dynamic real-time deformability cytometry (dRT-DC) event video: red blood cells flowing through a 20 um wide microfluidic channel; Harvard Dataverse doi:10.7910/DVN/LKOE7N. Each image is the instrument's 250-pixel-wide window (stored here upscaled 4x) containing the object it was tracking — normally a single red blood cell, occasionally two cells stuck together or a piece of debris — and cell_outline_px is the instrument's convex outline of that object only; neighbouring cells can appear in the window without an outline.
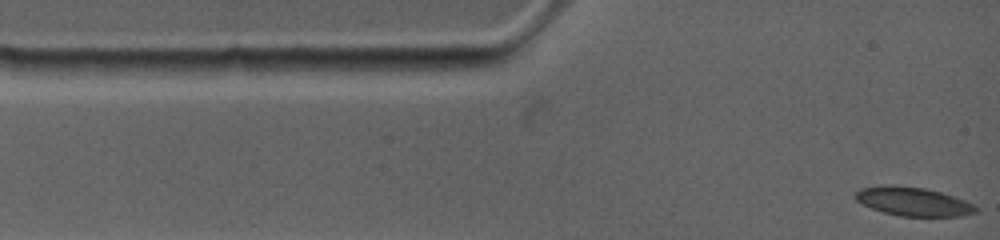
{"species": "common noctule bat (a hibernating species)", "species_latin": "Nyctalus noctula", "temperature_condition": "warm", "stored_images_in_passage": 55, "camera_frame_rate_fps": 4500, "um_per_image_px": 0.085, "animal": {"sex": "female", "body_mass_g": 19.0, "forearm_length_mm": 53.3}, "frame": {"image": 1, "passage_image": 1, "time_ms": 0.0, "image_size_px": [1000, 240], "cell_outline_px": [[976, 212], [964, 216], [900, 216], [884, 212], [872, 208], [856, 200], [852, 196], [860, 188], [880, 184], [892, 184], [924, 188], [940, 192], [976, 204]], "centroid_in_image_um": [77.59, 17.11], "position_along_channel_um": 7.4, "area_um2": 20.29}}
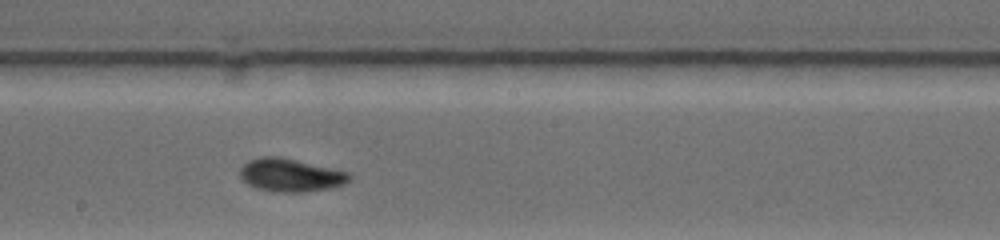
{"frame": {"image": 2, "passage_image": 32, "time_ms": 6.667, "image_size_px": [1000, 240], "cell_outline_px": [[352, 176], [344, 184], [332, 188], [304, 192], [276, 192], [256, 188], [248, 184], [240, 176], [240, 168], [248, 160], [260, 156], [280, 156], [348, 172]], "centroid_in_image_um": [24.68, 14.88], "position_along_channel_um": 223.5, "area_um2": 21.1}}
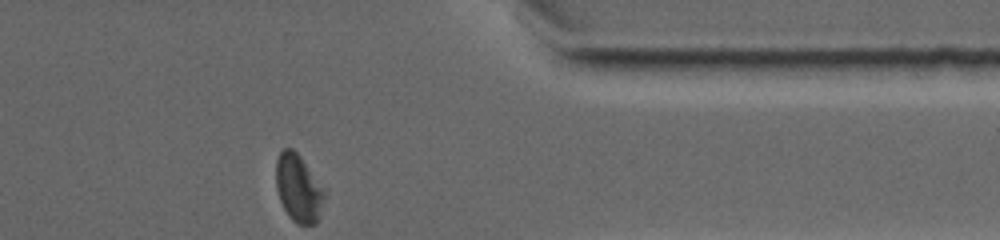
{"frame": {"image": 3, "passage_image": 55, "time_ms": 11.333, "image_size_px": [1000, 240], "cell_outline_px": [[324, 200], [316, 224], [296, 224], [288, 216], [280, 200], [276, 188], [276, 160], [280, 152], [284, 148], [292, 148], [300, 156], [324, 188]], "centroid_in_image_um": [25.36, 16.0], "position_along_channel_um": 386.0, "area_um2": 18.96}, "authors_computed_cell_mechanics": {"area_um2": 20.6346, "velocity_mm_per_s": 3.824, "shape_relaxation_time_tau1_ms": 4.518, "shape_relaxation_time_tau2_ms": 3.3782, "deformation_change_tau1": 0.129, "deformation_change_tau2": 0.0646}}